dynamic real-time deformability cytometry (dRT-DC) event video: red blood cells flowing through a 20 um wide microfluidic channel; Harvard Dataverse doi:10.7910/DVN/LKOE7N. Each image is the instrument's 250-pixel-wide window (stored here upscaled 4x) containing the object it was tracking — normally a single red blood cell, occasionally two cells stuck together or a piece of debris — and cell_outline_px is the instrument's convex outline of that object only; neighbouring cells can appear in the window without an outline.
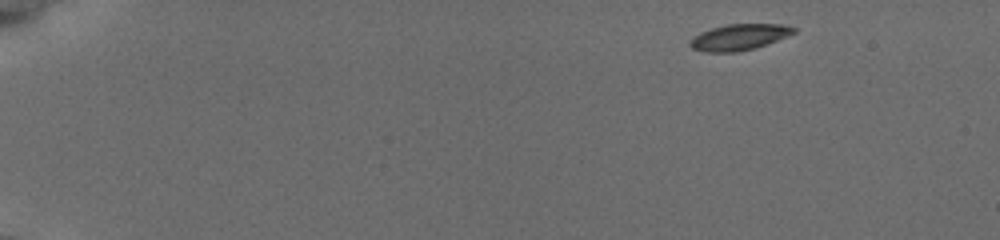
{"species": "common noctule bat (a hibernating species)", "species_latin": "Nyctalus noctula", "temperature_condition": "cold", "stored_images_in_passage": 49, "camera_frame_rate_fps": 3000, "um_per_image_px": 0.085, "animal": {"sex": "female", "body_mass_g": 19.5, "forearm_length_mm": 54.1}, "frame": {"image": 1, "passage_image": 1, "time_ms": 0.0, "image_size_px": [1000, 240], "cell_outline_px": [[796, 32], [776, 40], [752, 48], [736, 52], [708, 52], [692, 48], [688, 44], [700, 32], [712, 28], [728, 24], [780, 24], [796, 28]], "centroid_in_image_um": [62.82, 3.15], "position_along_channel_um": 22.2, "area_um2": 15.32}}
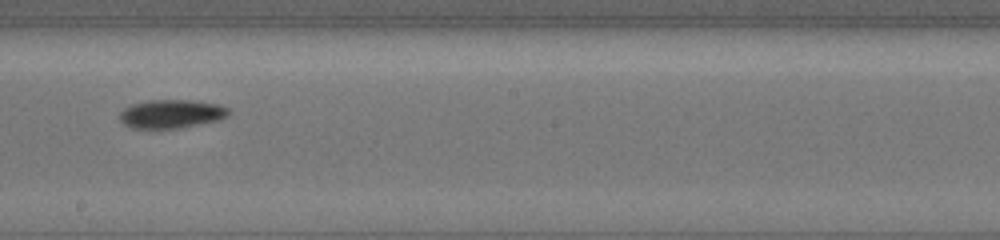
{"frame": {"image": 2, "passage_image": 28, "time_ms": 9.0, "image_size_px": [1000, 240], "cell_outline_px": [[232, 112], [228, 116], [220, 120], [180, 128], [132, 128], [124, 124], [120, 120], [120, 112], [124, 108], [132, 104], [148, 100], [188, 100], [216, 104], [228, 108]], "centroid_in_image_um": [14.58, 9.68], "position_along_channel_um": 233.6, "area_um2": 18.15}}
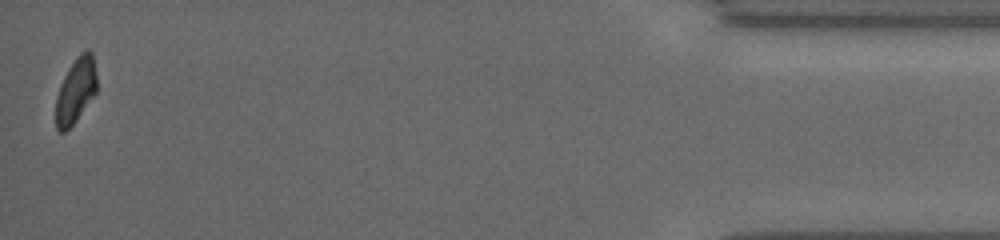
{"frame": {"image": 3, "passage_image": 49, "time_ms": 16.0, "image_size_px": [1000, 240], "cell_outline_px": [[96, 92], [76, 120], [64, 132], [60, 132], [56, 128], [56, 96], [60, 84], [68, 68], [76, 56], [80, 52], [88, 48], [92, 52], [96, 76]], "centroid_in_image_um": [6.43, 7.65], "position_along_channel_um": 428.8, "area_um2": 15.49}, "authors_computed_cell_mechanics": {"area_um2": 17.1666, "velocity_mm_per_s": 3.8149, "shape_relaxation_time_tau1_ms": 2.204, "shape_relaxation_time_tau2_ms": null, "deformation_change_tau1": 0.1504, "deformation_change_tau2": null}}